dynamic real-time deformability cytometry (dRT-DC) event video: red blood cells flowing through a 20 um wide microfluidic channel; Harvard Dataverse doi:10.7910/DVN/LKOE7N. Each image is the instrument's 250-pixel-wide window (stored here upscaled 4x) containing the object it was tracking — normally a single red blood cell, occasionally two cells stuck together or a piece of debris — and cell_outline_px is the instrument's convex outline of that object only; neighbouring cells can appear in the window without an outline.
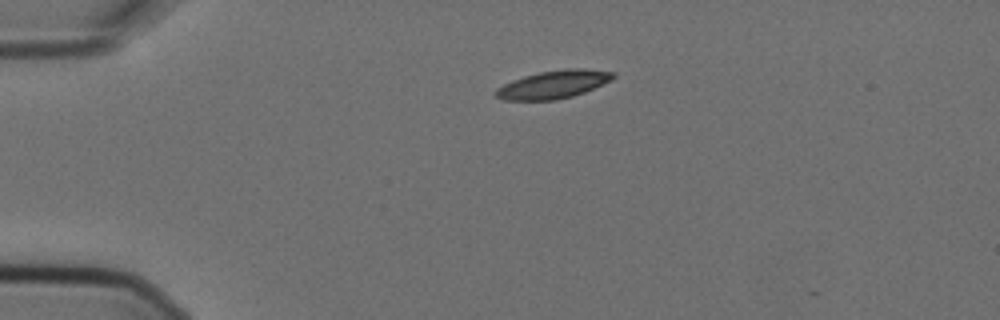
{"species": "Egyptian fruit bat (a non-hibernating species)", "species_latin": "Rousettus aegyptiacus", "temperature_condition": "cold", "stored_images_in_passage": 2, "camera_frame_rate_fps": 3000, "um_per_image_px": 0.085, "animal": {"sex": "female"}, "frame": {"image": 1, "passage_image": 1, "time_ms": 0.0, "image_size_px": [1000, 320], "cell_outline_px": [[616, 76], [612, 80], [584, 92], [572, 96], [556, 100], [504, 100], [496, 96], [496, 88], [512, 80], [524, 76], [540, 72], [564, 68], [584, 68], [616, 72]], "centroid_in_image_um": [47.08, 7.16], "position_along_channel_um": 37.9, "area_um2": 19.19}}